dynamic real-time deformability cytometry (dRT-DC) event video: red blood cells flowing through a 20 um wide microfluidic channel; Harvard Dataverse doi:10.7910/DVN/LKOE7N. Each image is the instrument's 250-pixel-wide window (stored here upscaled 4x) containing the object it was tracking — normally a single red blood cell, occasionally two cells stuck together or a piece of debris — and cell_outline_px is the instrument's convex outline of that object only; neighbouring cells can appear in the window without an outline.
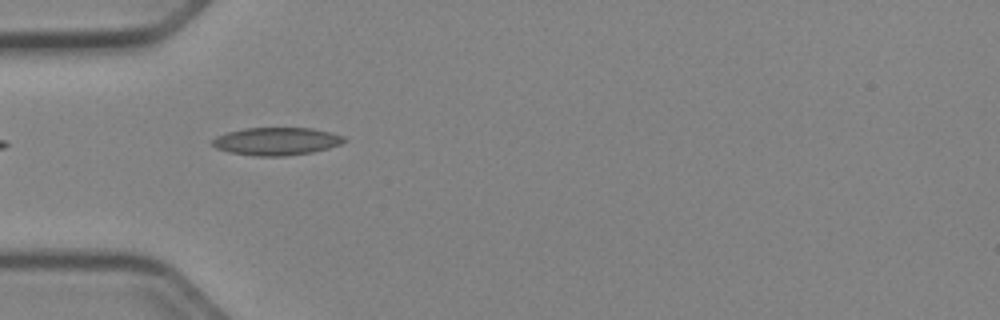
{"species": "Egyptian fruit bat (a non-hibernating species)", "species_latin": "Rousettus aegyptiacus", "temperature_condition": "cold", "stored_images_in_passage": 4, "camera_frame_rate_fps": 3000, "um_per_image_px": 0.085, "animal": {"sex": "female"}, "frame": {"image": 1, "passage_image": 1, "time_ms": 0.0, "image_size_px": [1000, 320], "cell_outline_px": [[348, 140], [340, 144], [328, 148], [312, 152], [284, 156], [256, 156], [228, 152], [216, 148], [212, 144], [212, 140], [216, 136], [228, 132], [244, 128], [312, 128], [344, 136]], "centroid_in_image_um": [23.49, 12.01], "position_along_channel_um": 61.5, "area_um2": 21.27}}
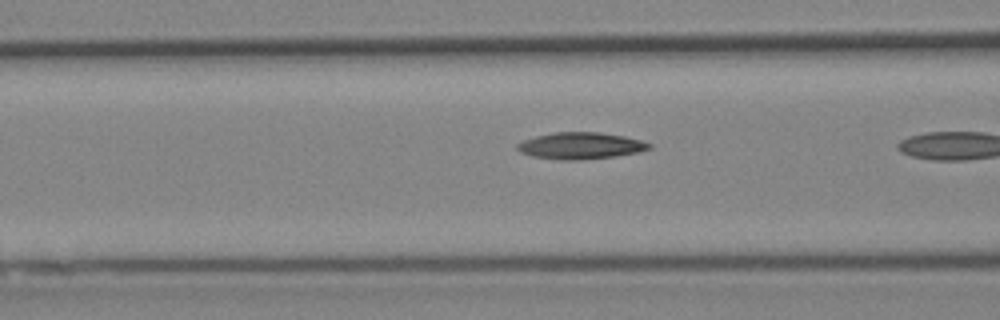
{"frame": {"image": 2, "passage_image": 3, "time_ms": 0.667, "image_size_px": [1000, 320], "cell_outline_px": [[652, 148], [636, 152], [616, 156], [580, 160], [564, 160], [532, 156], [520, 152], [516, 148], [516, 144], [524, 140], [536, 136], [556, 132], [600, 132], [624, 136], [640, 140], [652, 144]], "centroid_in_image_um": [49.35, 12.38], "position_along_channel_um": 117.3, "area_um2": 20.4}}